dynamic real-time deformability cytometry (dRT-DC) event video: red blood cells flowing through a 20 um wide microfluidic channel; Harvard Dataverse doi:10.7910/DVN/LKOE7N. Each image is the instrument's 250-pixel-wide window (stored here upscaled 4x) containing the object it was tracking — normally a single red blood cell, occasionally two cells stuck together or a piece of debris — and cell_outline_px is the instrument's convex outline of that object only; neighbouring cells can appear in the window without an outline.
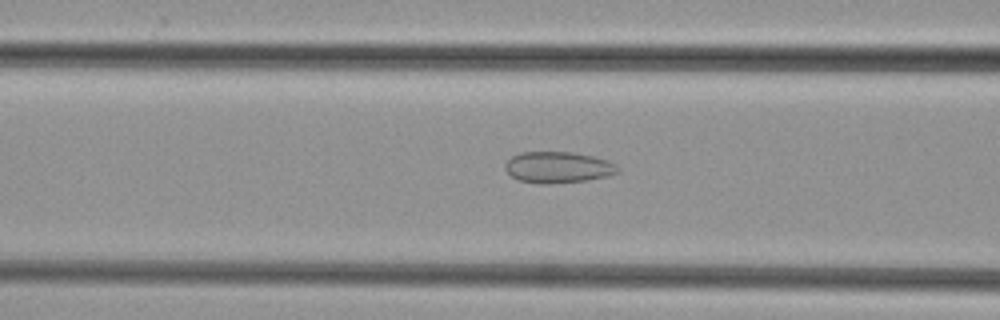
{"species": "common noctule bat (a hibernating species)", "species_latin": "Nyctalus noctula", "temperature_condition": "cold", "stored_images_in_passage": 46, "camera_frame_rate_fps": 3000, "um_per_image_px": 0.085, "animal": {"sex": "female", "body_mass_g": 29.2, "forearm_length_mm": 56.3}, "frame": {"image": 1, "passage_image": 20, "time_ms": 6.333, "image_size_px": [1000, 320], "cell_outline_px": [[620, 172], [608, 176], [588, 180], [548, 184], [540, 184], [520, 180], [512, 176], [504, 168], [504, 164], [512, 156], [520, 152], [572, 152], [592, 156], [608, 160], [616, 164], [620, 168]], "centroid_in_image_um": [47.46, 14.22], "position_along_channel_um": 119.1, "area_um2": 20.63}}
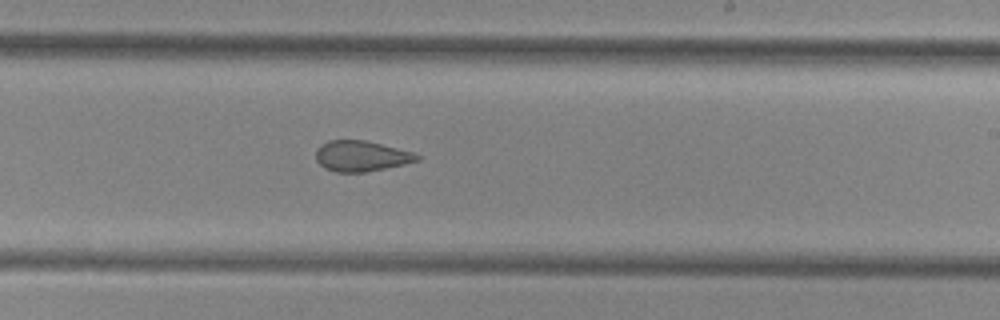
{"frame": {"image": 2, "passage_image": 30, "time_ms": 9.667, "image_size_px": [1000, 320], "cell_outline_px": [[420, 160], [404, 164], [368, 172], [336, 172], [324, 168], [316, 160], [316, 148], [320, 144], [328, 140], [364, 140], [412, 152], [420, 156]], "centroid_in_image_um": [30.67, 13.27], "position_along_channel_um": 258.3, "area_um2": 18.03}}
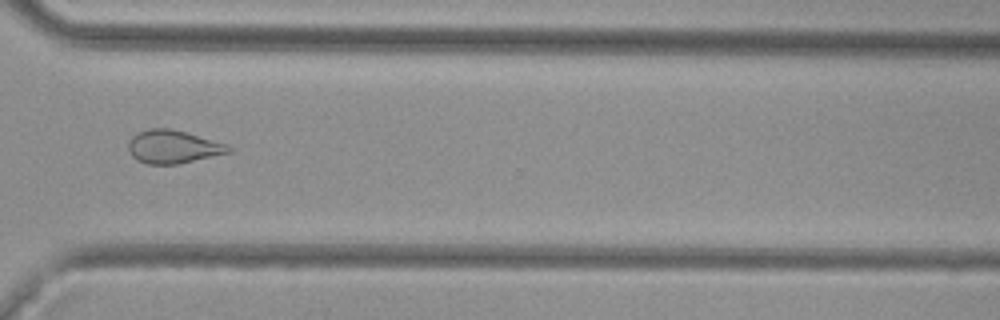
{"frame": {"image": 3, "passage_image": 37, "time_ms": 12.0, "image_size_px": [1000, 320], "cell_outline_px": [[232, 152], [176, 164], [148, 164], [136, 160], [132, 156], [128, 148], [128, 144], [132, 136], [136, 132], [148, 128], [172, 128], [228, 144], [232, 148]], "centroid_in_image_um": [14.7, 12.46], "position_along_channel_um": 355.9, "area_um2": 19.48}}